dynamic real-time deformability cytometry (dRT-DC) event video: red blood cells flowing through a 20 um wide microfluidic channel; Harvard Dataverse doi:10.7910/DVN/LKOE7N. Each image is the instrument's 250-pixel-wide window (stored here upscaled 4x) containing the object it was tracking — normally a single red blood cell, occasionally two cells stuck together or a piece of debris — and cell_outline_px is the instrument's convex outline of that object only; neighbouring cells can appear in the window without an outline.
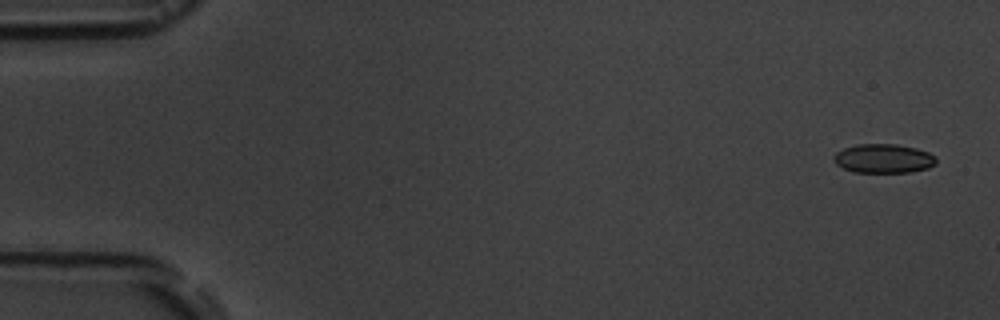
{"species": "common noctule bat (a hibernating species)", "species_latin": "Nyctalus noctula", "temperature_condition": "room temperature", "stored_images_in_passage": 5, "camera_frame_rate_fps": 3000, "um_per_image_px": 0.085, "animal": {"sex": "male", "body_mass_g": 19.5, "forearm_length_mm": 54.6}, "frame": {"image": 1, "passage_image": 1, "time_ms": 0.0, "image_size_px": [1000, 320], "cell_outline_px": [[936, 164], [928, 168], [912, 172], [852, 172], [836, 164], [832, 160], [832, 156], [836, 152], [844, 148], [856, 144], [896, 144], [916, 148], [928, 152], [936, 156]], "centroid_in_image_um": [75.09, 13.47], "position_along_channel_um": 9.9, "area_um2": 17.51}}
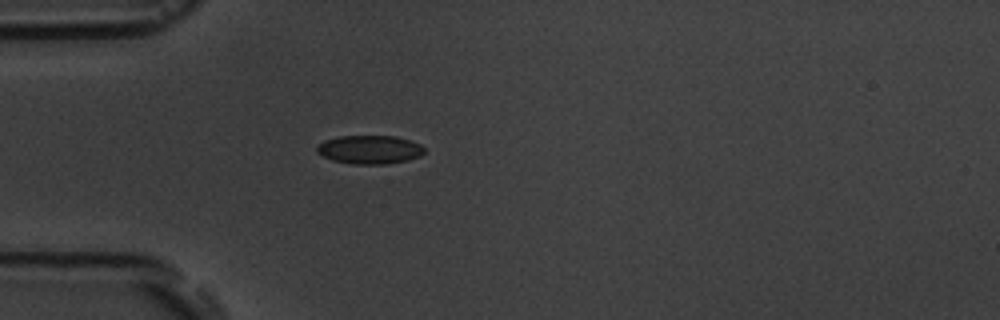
{"frame": {"image": 2, "passage_image": 5, "time_ms": 4.667, "image_size_px": [1000, 320], "cell_outline_px": [[424, 152], [420, 156], [408, 160], [388, 164], [352, 164], [332, 160], [316, 152], [316, 148], [324, 140], [340, 136], [396, 136], [420, 144], [424, 148]], "centroid_in_image_um": [31.42, 12.72], "position_along_channel_um": 53.6, "area_um2": 17.86}}